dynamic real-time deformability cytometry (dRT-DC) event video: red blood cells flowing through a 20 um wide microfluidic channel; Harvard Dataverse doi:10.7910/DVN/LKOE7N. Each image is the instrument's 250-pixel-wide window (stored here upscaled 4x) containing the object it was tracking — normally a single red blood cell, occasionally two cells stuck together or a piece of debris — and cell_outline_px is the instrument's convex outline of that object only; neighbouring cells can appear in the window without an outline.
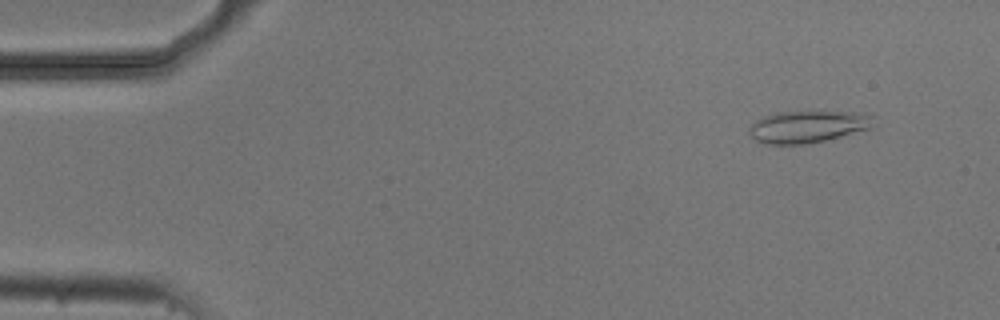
{"species": "common noctule bat (a hibernating species)", "species_latin": "Nyctalus noctula", "temperature_condition": "cold", "stored_images_in_passage": 54, "camera_frame_rate_fps": 3000, "um_per_image_px": 0.085, "animal": {"sex": "male", "body_mass_g": 20.5, "forearm_length_mm": 52.5}, "frame": {"image": 1, "passage_image": 5, "time_ms": 1.333, "image_size_px": [1000, 320], "cell_outline_px": [[876, 128], [824, 140], [804, 144], [764, 144], [756, 140], [748, 132], [752, 124], [756, 120], [764, 116], [776, 112], [852, 112], [872, 116]], "centroid_in_image_um": [68.68, 10.77], "position_along_channel_um": 16.3, "area_um2": 23.12}}
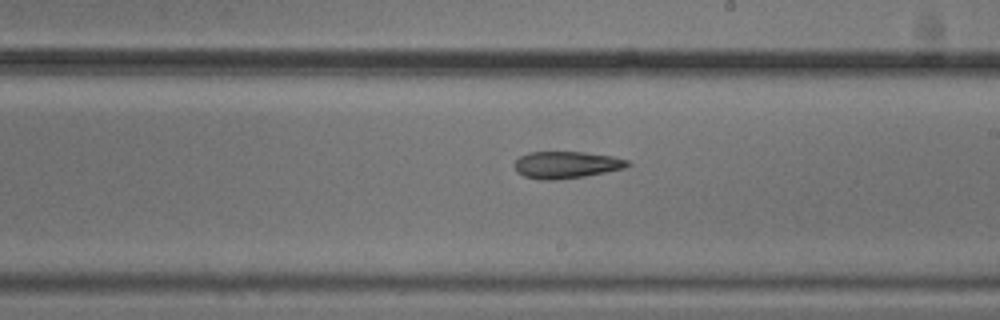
{"frame": {"image": 2, "passage_image": 31, "time_ms": 10.0, "image_size_px": [1000, 320], "cell_outline_px": [[632, 164], [628, 168], [584, 176], [552, 180], [540, 180], [524, 176], [516, 172], [512, 164], [520, 156], [528, 152], [584, 152], [612, 156], [628, 160]], "centroid_in_image_um": [48.13, 14.01], "position_along_channel_um": 240.9, "area_um2": 17.98}}
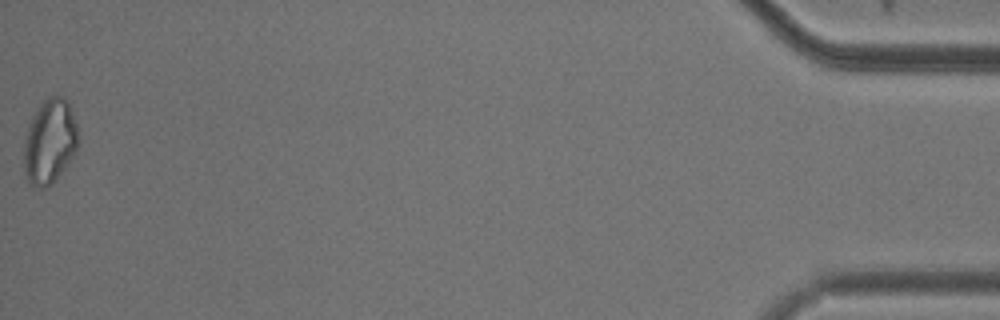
{"frame": {"image": 3, "passage_image": 54, "time_ms": 17.667, "image_size_px": [1000, 320], "cell_outline_px": [[76, 152], [64, 168], [44, 188], [32, 188], [28, 184], [24, 172], [24, 140], [32, 116], [40, 104], [48, 96], [64, 96], [68, 100], [76, 124]], "centroid_in_image_um": [4.19, 12.02], "position_along_channel_um": 431.0, "area_um2": 26.47}, "authors_computed_cell_mechanics": {"area_um2": 20.4901, "velocity_mm_per_s": 3.7427, "shape_relaxation_time_tau1_ms": 4.9061, "shape_relaxation_time_tau2_ms": 6.655, "deformation_change_tau1": 0.112, "deformation_change_tau2": 0.1449}}